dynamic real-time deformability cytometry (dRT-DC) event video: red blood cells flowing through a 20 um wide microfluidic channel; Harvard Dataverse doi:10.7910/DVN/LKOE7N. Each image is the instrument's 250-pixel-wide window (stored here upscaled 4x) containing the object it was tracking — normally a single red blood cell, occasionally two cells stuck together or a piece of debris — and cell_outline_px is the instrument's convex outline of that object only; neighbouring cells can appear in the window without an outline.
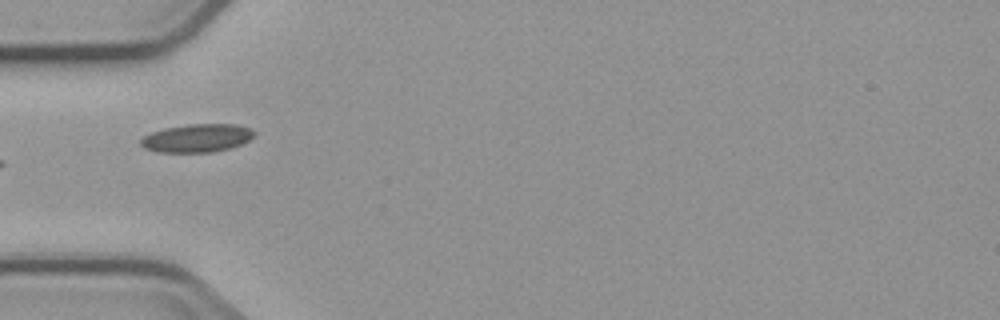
{"species": "common noctule bat (a hibernating species)", "species_latin": "Nyctalus noctula", "temperature_condition": "cold", "stored_images_in_passage": 8, "camera_frame_rate_fps": 3000, "um_per_image_px": 0.085, "animal": {"sex": "male", "body_mass_g": 23.1, "forearm_length_mm": 52.7}, "frame": {"image": 1, "passage_image": 6, "time_ms": 5.667, "image_size_px": [1000, 320], "cell_outline_px": [[256, 136], [240, 144], [228, 148], [212, 152], [156, 152], [144, 148], [140, 144], [140, 140], [144, 136], [152, 132], [164, 128], [188, 124], [236, 124], [252, 128], [256, 132]], "centroid_in_image_um": [16.76, 11.73], "position_along_channel_um": 68.2, "area_um2": 18.73}}
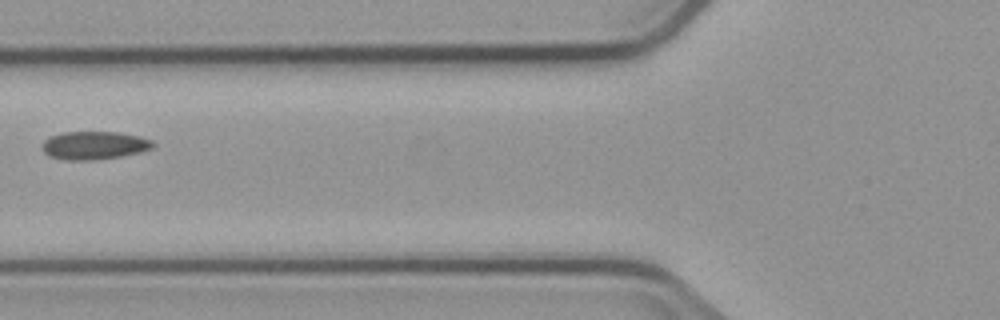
{"frame": {"image": 2, "passage_image": 7, "time_ms": 7.0, "image_size_px": [1000, 320], "cell_outline_px": [[156, 144], [152, 148], [140, 152], [120, 156], [92, 160], [64, 160], [48, 156], [40, 148], [44, 140], [52, 136], [64, 132], [120, 132], [140, 136], [152, 140]], "centroid_in_image_um": [8.0, 12.35], "position_along_channel_um": 117.8, "area_um2": 18.26}}
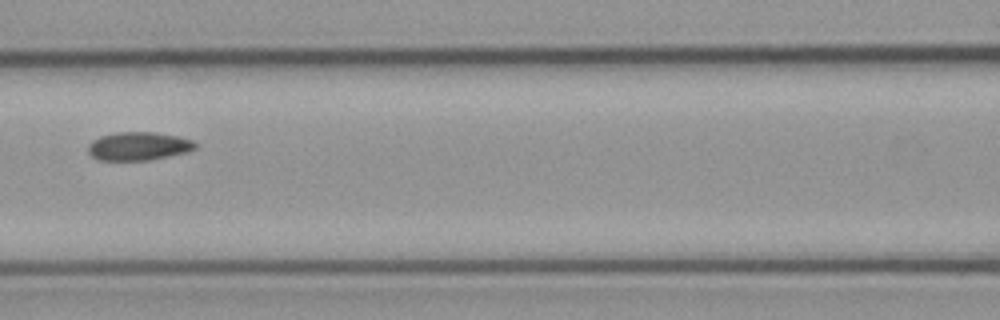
{"frame": {"image": 3, "passage_image": 8, "time_ms": 8.0, "image_size_px": [1000, 320], "cell_outline_px": [[196, 148], [188, 152], [148, 160], [96, 160], [88, 152], [88, 144], [92, 140], [100, 136], [116, 132], [156, 132], [180, 136], [192, 140], [196, 144]], "centroid_in_image_um": [11.77, 12.41], "position_along_channel_um": 154.8, "area_um2": 17.86}}